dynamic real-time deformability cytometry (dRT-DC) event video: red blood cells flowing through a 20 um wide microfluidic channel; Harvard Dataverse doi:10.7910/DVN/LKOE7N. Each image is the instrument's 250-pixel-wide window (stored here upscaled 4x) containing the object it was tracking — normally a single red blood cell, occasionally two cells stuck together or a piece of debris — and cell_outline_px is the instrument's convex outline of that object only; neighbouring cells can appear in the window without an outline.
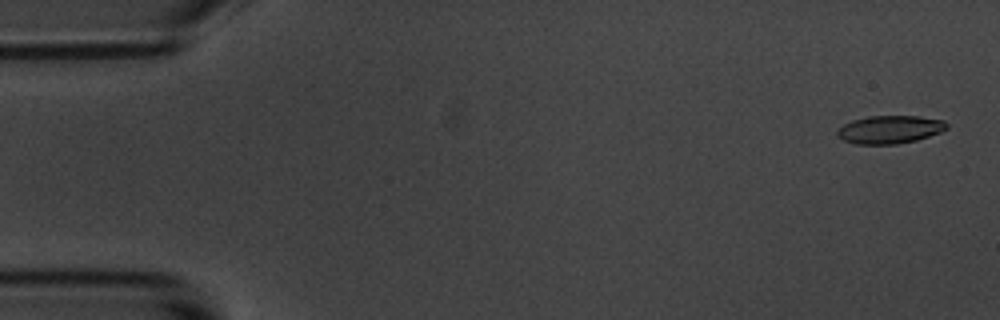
{"species": "common noctule bat (a hibernating species)", "species_latin": "Nyctalus noctula", "temperature_condition": "room temperature", "stored_images_in_passage": 5, "camera_frame_rate_fps": 3000, "um_per_image_px": 0.085, "animal": {"sex": "male", "body_mass_g": 20.1, "forearm_length_mm": 53.5}, "frame": {"image": 1, "passage_image": 1, "time_ms": 0.0, "image_size_px": [1000, 320], "cell_outline_px": [[948, 128], [940, 132], [916, 140], [896, 144], [856, 144], [844, 140], [836, 136], [836, 132], [844, 124], [852, 120], [868, 116], [920, 116], [944, 120], [948, 124]], "centroid_in_image_um": [75.63, 11.0], "position_along_channel_um": 9.4, "area_um2": 17.86}}
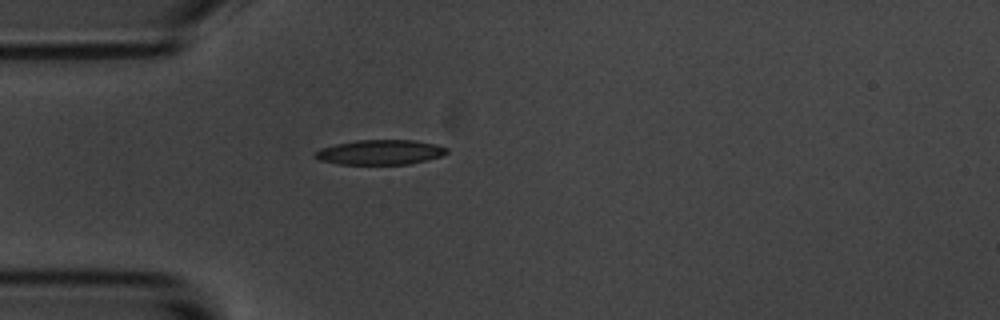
{"frame": {"image": 2, "passage_image": 5, "time_ms": 4.667, "image_size_px": [1000, 320], "cell_outline_px": [[448, 152], [440, 156], [408, 164], [336, 164], [320, 160], [312, 156], [320, 148], [336, 144], [356, 140], [412, 140], [436, 144], [448, 148]], "centroid_in_image_um": [32.28, 12.94], "position_along_channel_um": 52.7, "area_um2": 18.96}}